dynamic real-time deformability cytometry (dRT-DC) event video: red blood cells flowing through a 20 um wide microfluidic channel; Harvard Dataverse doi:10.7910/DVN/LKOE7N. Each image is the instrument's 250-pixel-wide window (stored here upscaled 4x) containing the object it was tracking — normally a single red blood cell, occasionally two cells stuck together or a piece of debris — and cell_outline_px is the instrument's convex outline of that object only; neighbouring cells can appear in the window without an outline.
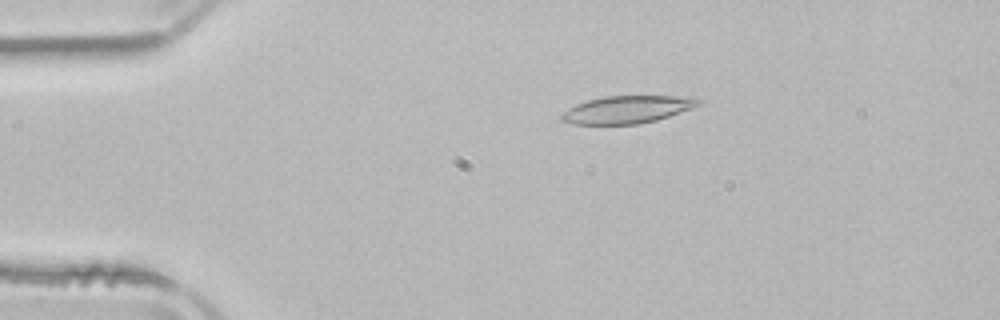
{"species": "common noctule bat (a hibernating species)", "species_latin": "Nyctalus noctula", "temperature_condition": "room temperature", "stored_images_in_passage": 3, "camera_frame_rate_fps": 3000, "um_per_image_px": 0.085, "animal": {"sex": "male", "body_mass_g": 21.5, "forearm_length_mm": 52.0}, "frame": {"image": 1, "passage_image": 1, "time_ms": 0.0, "image_size_px": [1000, 320], "cell_outline_px": [[704, 100], [700, 104], [692, 108], [656, 120], [640, 124], [572, 124], [560, 120], [560, 116], [568, 108], [576, 104], [588, 100], [604, 96], [676, 96]], "centroid_in_image_um": [53.27, 9.31], "position_along_channel_um": 31.7, "area_um2": 21.79}}
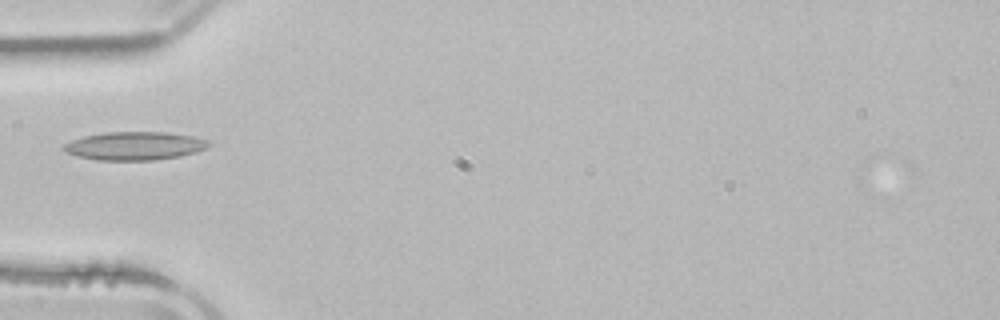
{"frame": {"image": 2, "passage_image": 3, "time_ms": 2.333, "image_size_px": [1000, 320], "cell_outline_px": [[212, 144], [208, 148], [196, 152], [180, 156], [152, 160], [96, 160], [64, 152], [60, 148], [64, 144], [72, 140], [84, 136], [104, 132], [168, 132], [192, 136], [208, 140]], "centroid_in_image_um": [11.45, 12.39], "position_along_channel_um": 73.5, "area_um2": 24.04}}